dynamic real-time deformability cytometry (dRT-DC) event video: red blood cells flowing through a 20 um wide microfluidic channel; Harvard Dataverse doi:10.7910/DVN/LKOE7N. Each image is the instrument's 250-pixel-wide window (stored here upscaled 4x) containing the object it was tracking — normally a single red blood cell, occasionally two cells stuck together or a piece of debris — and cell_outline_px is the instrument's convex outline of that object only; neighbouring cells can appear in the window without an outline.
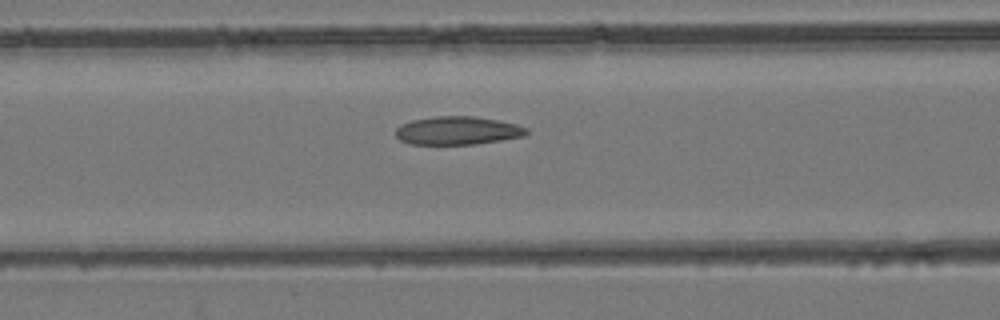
{"species": "common noctule bat (a hibernating species)", "species_latin": "Nyctalus noctula", "temperature_condition": "room temperature", "stored_images_in_passage": 33, "camera_frame_rate_fps": 3000, "um_per_image_px": 0.085, "animal": {"sex": "female", "body_mass_g": 24.6, "forearm_length_mm": 56.2}, "frame": {"image": 1, "passage_image": 20, "time_ms": 6.333, "image_size_px": [1000, 320], "cell_outline_px": [[528, 132], [524, 136], [476, 144], [408, 144], [400, 140], [396, 136], [396, 128], [400, 124], [412, 120], [436, 116], [476, 116], [516, 124], [528, 128]], "centroid_in_image_um": [38.87, 11.1], "position_along_channel_um": 127.7, "area_um2": 21.56}}
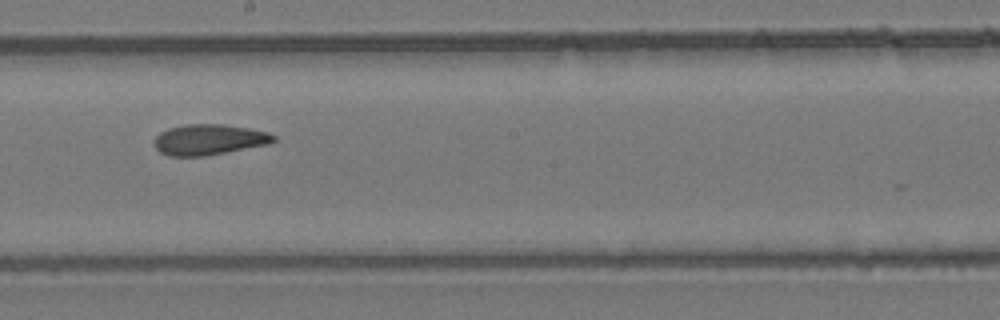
{"frame": {"image": 2, "passage_image": 27, "time_ms": 8.667, "image_size_px": [1000, 320], "cell_outline_px": [[276, 140], [268, 144], [204, 156], [168, 156], [160, 152], [156, 148], [156, 136], [160, 132], [168, 128], [184, 124], [224, 124], [248, 128], [268, 132], [276, 136]], "centroid_in_image_um": [17.77, 11.86], "position_along_channel_um": 230.4, "area_um2": 21.21}}
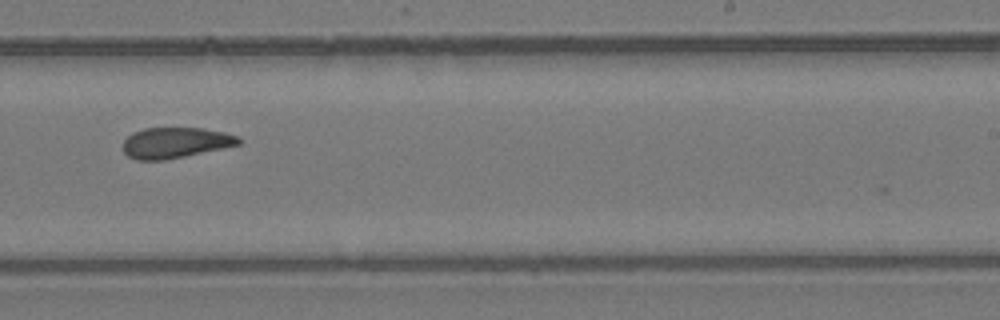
{"frame": {"image": 3, "passage_image": 30, "time_ms": 9.667, "image_size_px": [1000, 320], "cell_outline_px": [[240, 144], [184, 156], [164, 160], [136, 160], [128, 156], [124, 152], [124, 140], [132, 132], [144, 128], [200, 128], [224, 132], [240, 136]], "centroid_in_image_um": [14.89, 12.12], "position_along_channel_um": 274.1, "area_um2": 20.52}}